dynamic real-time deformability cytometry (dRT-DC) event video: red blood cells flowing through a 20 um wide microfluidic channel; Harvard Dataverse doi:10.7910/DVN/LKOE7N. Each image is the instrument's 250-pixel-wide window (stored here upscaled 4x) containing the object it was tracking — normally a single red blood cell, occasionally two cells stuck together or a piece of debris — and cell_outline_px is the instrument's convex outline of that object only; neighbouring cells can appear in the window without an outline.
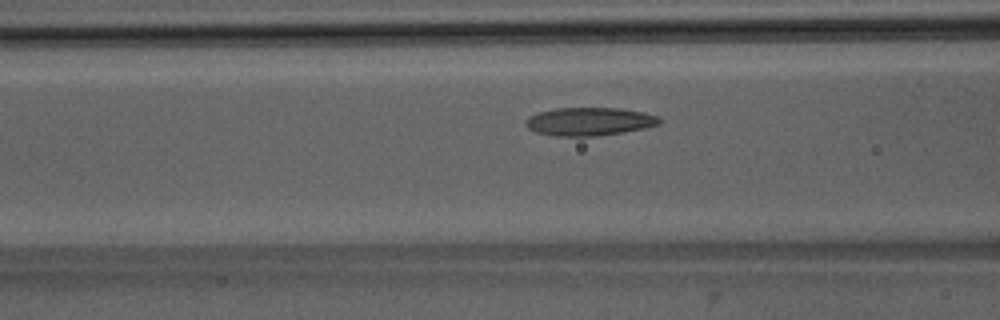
{"species": "Egyptian fruit bat (a non-hibernating species)", "species_latin": "Rousettus aegyptiacus", "temperature_condition": "room temperature", "stored_images_in_passage": 36, "camera_frame_rate_fps": 3000, "um_per_image_px": 0.085, "animal": {"sex": "male"}, "frame": {"image": 1, "passage_image": 5, "time_ms": 1.333, "image_size_px": [1000, 320], "cell_outline_px": [[664, 120], [660, 124], [644, 128], [624, 132], [596, 136], [552, 136], [536, 132], [528, 128], [524, 124], [524, 120], [528, 116], [540, 112], [556, 108], [620, 108], [644, 112], [660, 116]], "centroid_in_image_um": [50.11, 10.33], "position_along_channel_um": 116.5, "area_um2": 22.25}}
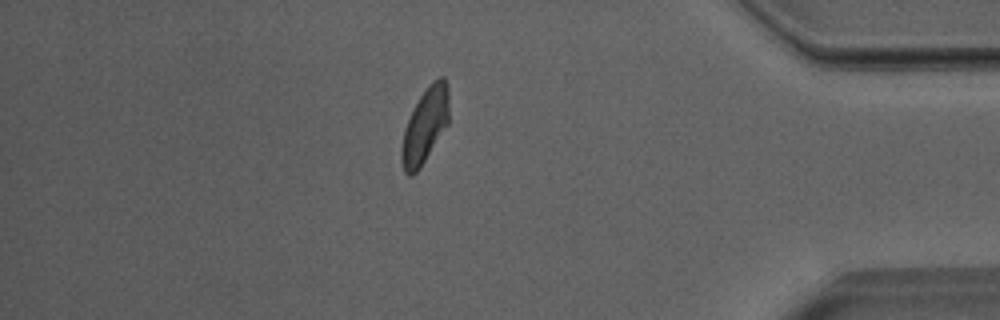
{"frame": {"image": 2, "passage_image": 29, "time_ms": 9.333, "image_size_px": [1000, 320], "cell_outline_px": [[448, 124], [420, 168], [412, 176], [408, 176], [404, 172], [400, 160], [400, 148], [404, 128], [420, 96], [428, 84], [432, 80], [440, 76], [444, 76], [448, 88]], "centroid_in_image_um": [36.11, 10.69], "position_along_channel_um": 399.1, "area_um2": 20.81}}
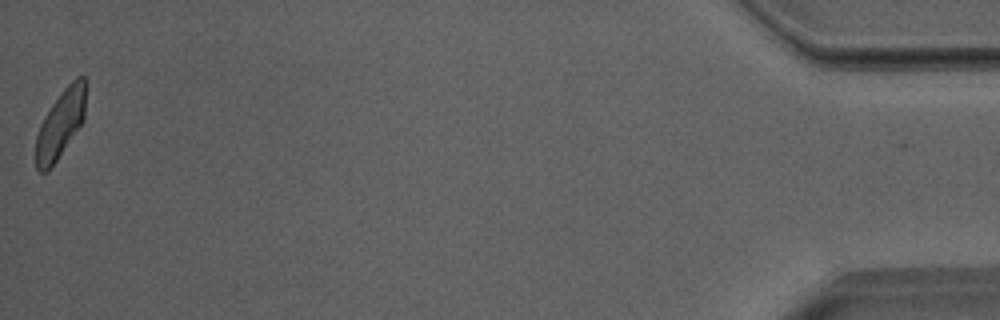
{"frame": {"image": 3, "passage_image": 36, "time_ms": 11.667, "image_size_px": [1000, 320], "cell_outline_px": [[84, 120], [56, 160], [44, 172], [40, 172], [36, 168], [36, 136], [40, 124], [44, 116], [52, 104], [64, 88], [76, 76], [84, 76]], "centroid_in_image_um": [5.12, 10.52], "position_along_channel_um": 430.1, "area_um2": 19.19}, "authors_computed_cell_mechanics": {"area_um2": 21.0103, "velocity_mm_per_s": 3.9639, "shape_relaxation_time_tau1_ms": 4.8919, "shape_relaxation_time_tau2_ms": 3.3403, "deformation_change_tau1": 0.1545, "deformation_change_tau2": 0.0615}}